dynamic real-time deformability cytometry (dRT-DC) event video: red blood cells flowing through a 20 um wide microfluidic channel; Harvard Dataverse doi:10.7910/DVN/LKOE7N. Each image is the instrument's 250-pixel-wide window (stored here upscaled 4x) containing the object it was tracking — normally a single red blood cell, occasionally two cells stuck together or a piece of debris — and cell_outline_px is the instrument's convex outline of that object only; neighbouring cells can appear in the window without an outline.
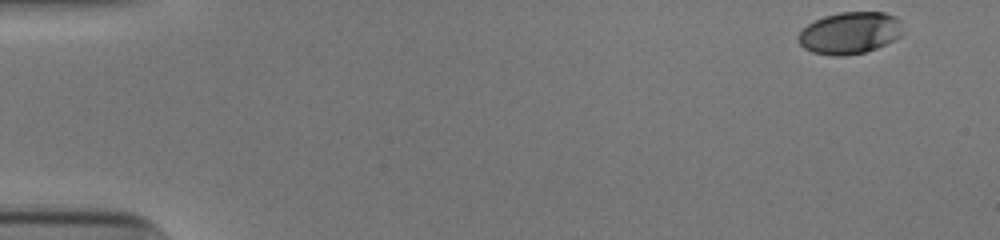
{"species": "human", "species_latin": "Homo sapiens", "temperature_condition": "cold", "stored_images_in_passage": 43, "camera_frame_rate_fps": 3000, "um_per_image_px": 0.085, "donor": {"sex": "male"}, "frame": {"image": 1, "passage_image": 1, "time_ms": 0.0, "image_size_px": [1000, 240], "cell_outline_px": [[900, 36], [876, 48], [864, 52], [844, 56], [832, 56], [812, 52], [804, 48], [800, 44], [796, 36], [808, 24], [824, 16], [840, 12], [884, 12], [896, 16], [900, 20]], "centroid_in_image_um": [72.2, 2.8], "position_along_channel_um": 12.8, "area_um2": 25.37}}
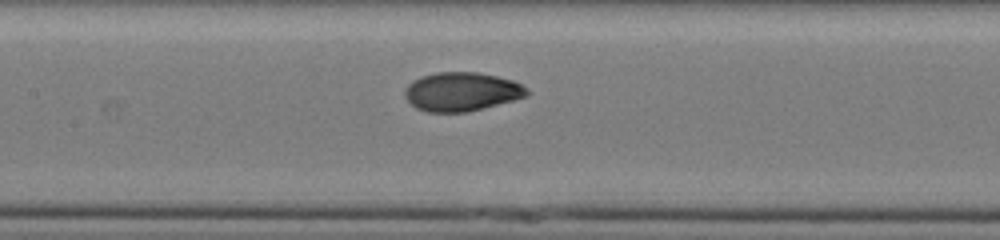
{"frame": {"image": 2, "passage_image": 24, "time_ms": 7.667, "image_size_px": [1000, 240], "cell_outline_px": [[528, 96], [468, 112], [428, 112], [416, 108], [404, 96], [404, 88], [412, 80], [420, 76], [436, 72], [476, 72], [496, 76], [512, 80], [528, 88]], "centroid_in_image_um": [39.21, 7.79], "position_along_channel_um": 168.2, "area_um2": 27.69}}
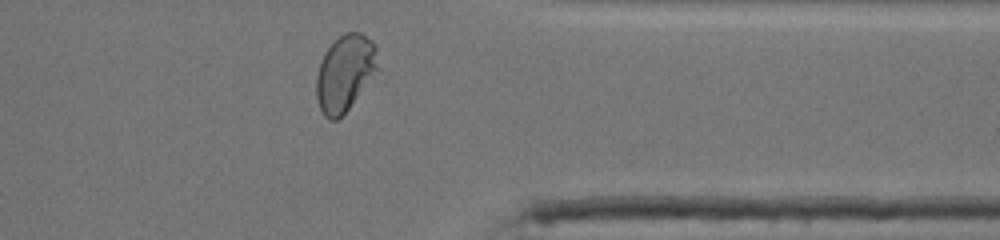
{"frame": {"image": 3, "passage_image": 41, "time_ms": 13.333, "image_size_px": [1000, 240], "cell_outline_px": [[376, 68], [348, 108], [336, 120], [328, 120], [324, 116], [316, 100], [316, 76], [320, 60], [324, 52], [344, 32], [360, 32], [372, 40], [376, 44]], "centroid_in_image_um": [29.25, 6.18], "position_along_channel_um": 382.1, "area_um2": 26.59}, "authors_computed_cell_mechanics": {"area_um2": 26.9348, "velocity_mm_per_s": 3.8939, "shape_relaxation_time_tau1_ms": 5.7822, "shape_relaxation_time_tau2_ms": null, "deformation_change_tau1": 0.197, "deformation_change_tau2": null}}